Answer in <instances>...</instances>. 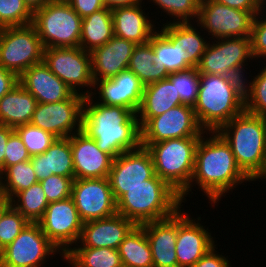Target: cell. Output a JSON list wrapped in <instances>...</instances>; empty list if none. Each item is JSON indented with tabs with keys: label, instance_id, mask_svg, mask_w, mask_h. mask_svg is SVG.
I'll list each match as a JSON object with an SVG mask.
<instances>
[{
	"label": "cell",
	"instance_id": "cell-1",
	"mask_svg": "<svg viewBox=\"0 0 266 267\" xmlns=\"http://www.w3.org/2000/svg\"><path fill=\"white\" fill-rule=\"evenodd\" d=\"M209 134L210 137L204 135ZM196 149L194 171L189 187L180 195L185 202L194 184L214 206L229 191L244 181H252L237 165L230 145L218 132H205ZM206 139H205V138ZM193 184V185H192ZM185 196V197H184Z\"/></svg>",
	"mask_w": 266,
	"mask_h": 267
},
{
	"label": "cell",
	"instance_id": "cell-2",
	"mask_svg": "<svg viewBox=\"0 0 266 267\" xmlns=\"http://www.w3.org/2000/svg\"><path fill=\"white\" fill-rule=\"evenodd\" d=\"M94 98L91 95L84 98L82 130L113 159L123 152L138 149L141 129L137 114L123 106L100 104Z\"/></svg>",
	"mask_w": 266,
	"mask_h": 267
},
{
	"label": "cell",
	"instance_id": "cell-3",
	"mask_svg": "<svg viewBox=\"0 0 266 267\" xmlns=\"http://www.w3.org/2000/svg\"><path fill=\"white\" fill-rule=\"evenodd\" d=\"M245 80L223 75H200L193 109L205 132H217L233 117L245 111Z\"/></svg>",
	"mask_w": 266,
	"mask_h": 267
},
{
	"label": "cell",
	"instance_id": "cell-4",
	"mask_svg": "<svg viewBox=\"0 0 266 267\" xmlns=\"http://www.w3.org/2000/svg\"><path fill=\"white\" fill-rule=\"evenodd\" d=\"M181 204L180 195L155 174L143 184L127 189L116 201V208L118 214L140 226L173 216Z\"/></svg>",
	"mask_w": 266,
	"mask_h": 267
},
{
	"label": "cell",
	"instance_id": "cell-5",
	"mask_svg": "<svg viewBox=\"0 0 266 267\" xmlns=\"http://www.w3.org/2000/svg\"><path fill=\"white\" fill-rule=\"evenodd\" d=\"M217 132L230 145L237 165L253 181L266 161V118L244 111Z\"/></svg>",
	"mask_w": 266,
	"mask_h": 267
},
{
	"label": "cell",
	"instance_id": "cell-6",
	"mask_svg": "<svg viewBox=\"0 0 266 267\" xmlns=\"http://www.w3.org/2000/svg\"><path fill=\"white\" fill-rule=\"evenodd\" d=\"M200 137L141 144L151 154L155 174L181 195L190 185Z\"/></svg>",
	"mask_w": 266,
	"mask_h": 267
},
{
	"label": "cell",
	"instance_id": "cell-7",
	"mask_svg": "<svg viewBox=\"0 0 266 267\" xmlns=\"http://www.w3.org/2000/svg\"><path fill=\"white\" fill-rule=\"evenodd\" d=\"M32 25L44 48L80 45L82 18L66 0H52L34 11Z\"/></svg>",
	"mask_w": 266,
	"mask_h": 267
},
{
	"label": "cell",
	"instance_id": "cell-8",
	"mask_svg": "<svg viewBox=\"0 0 266 267\" xmlns=\"http://www.w3.org/2000/svg\"><path fill=\"white\" fill-rule=\"evenodd\" d=\"M211 42L197 66L200 75H223L247 81L244 66H248L247 60H254L250 37H229Z\"/></svg>",
	"mask_w": 266,
	"mask_h": 267
},
{
	"label": "cell",
	"instance_id": "cell-9",
	"mask_svg": "<svg viewBox=\"0 0 266 267\" xmlns=\"http://www.w3.org/2000/svg\"><path fill=\"white\" fill-rule=\"evenodd\" d=\"M44 47L32 24L0 28V65L18 77L43 62Z\"/></svg>",
	"mask_w": 266,
	"mask_h": 267
},
{
	"label": "cell",
	"instance_id": "cell-10",
	"mask_svg": "<svg viewBox=\"0 0 266 267\" xmlns=\"http://www.w3.org/2000/svg\"><path fill=\"white\" fill-rule=\"evenodd\" d=\"M43 63L62 80L73 93L90 96L94 90L90 52L81 47L44 48ZM77 86V87H76ZM87 87L86 92H80ZM79 88V89H78ZM93 88V89H92Z\"/></svg>",
	"mask_w": 266,
	"mask_h": 267
},
{
	"label": "cell",
	"instance_id": "cell-11",
	"mask_svg": "<svg viewBox=\"0 0 266 267\" xmlns=\"http://www.w3.org/2000/svg\"><path fill=\"white\" fill-rule=\"evenodd\" d=\"M61 251L46 237L38 223L29 222L21 233L0 251L1 267H44L49 256Z\"/></svg>",
	"mask_w": 266,
	"mask_h": 267
},
{
	"label": "cell",
	"instance_id": "cell-12",
	"mask_svg": "<svg viewBox=\"0 0 266 267\" xmlns=\"http://www.w3.org/2000/svg\"><path fill=\"white\" fill-rule=\"evenodd\" d=\"M37 223L63 255L71 249L72 244L78 243L83 226L71 197L49 203Z\"/></svg>",
	"mask_w": 266,
	"mask_h": 267
},
{
	"label": "cell",
	"instance_id": "cell-13",
	"mask_svg": "<svg viewBox=\"0 0 266 267\" xmlns=\"http://www.w3.org/2000/svg\"><path fill=\"white\" fill-rule=\"evenodd\" d=\"M253 19L254 16L248 11L231 8L213 0H201L196 23L212 36L211 40H215L250 37Z\"/></svg>",
	"mask_w": 266,
	"mask_h": 267
},
{
	"label": "cell",
	"instance_id": "cell-14",
	"mask_svg": "<svg viewBox=\"0 0 266 267\" xmlns=\"http://www.w3.org/2000/svg\"><path fill=\"white\" fill-rule=\"evenodd\" d=\"M84 98L73 93L64 101L37 103L30 123L57 138L70 137L82 129Z\"/></svg>",
	"mask_w": 266,
	"mask_h": 267
},
{
	"label": "cell",
	"instance_id": "cell-15",
	"mask_svg": "<svg viewBox=\"0 0 266 267\" xmlns=\"http://www.w3.org/2000/svg\"><path fill=\"white\" fill-rule=\"evenodd\" d=\"M141 144H152L168 139L201 137L194 109L181 104L157 117L150 118L141 128Z\"/></svg>",
	"mask_w": 266,
	"mask_h": 267
},
{
	"label": "cell",
	"instance_id": "cell-16",
	"mask_svg": "<svg viewBox=\"0 0 266 267\" xmlns=\"http://www.w3.org/2000/svg\"><path fill=\"white\" fill-rule=\"evenodd\" d=\"M71 198L83 223L117 213L108 178L74 179Z\"/></svg>",
	"mask_w": 266,
	"mask_h": 267
},
{
	"label": "cell",
	"instance_id": "cell-17",
	"mask_svg": "<svg viewBox=\"0 0 266 267\" xmlns=\"http://www.w3.org/2000/svg\"><path fill=\"white\" fill-rule=\"evenodd\" d=\"M155 175V168L150 152L143 146L126 151L113 159L108 180L115 201L127 189L143 184V181Z\"/></svg>",
	"mask_w": 266,
	"mask_h": 267
},
{
	"label": "cell",
	"instance_id": "cell-18",
	"mask_svg": "<svg viewBox=\"0 0 266 267\" xmlns=\"http://www.w3.org/2000/svg\"><path fill=\"white\" fill-rule=\"evenodd\" d=\"M177 211V240L175 245L178 267H192L200 258L207 254L215 245V241L205 229L201 217L190 218L189 214ZM197 222V223H196Z\"/></svg>",
	"mask_w": 266,
	"mask_h": 267
},
{
	"label": "cell",
	"instance_id": "cell-19",
	"mask_svg": "<svg viewBox=\"0 0 266 267\" xmlns=\"http://www.w3.org/2000/svg\"><path fill=\"white\" fill-rule=\"evenodd\" d=\"M75 179L108 178L113 158L82 129L69 137Z\"/></svg>",
	"mask_w": 266,
	"mask_h": 267
},
{
	"label": "cell",
	"instance_id": "cell-20",
	"mask_svg": "<svg viewBox=\"0 0 266 267\" xmlns=\"http://www.w3.org/2000/svg\"><path fill=\"white\" fill-rule=\"evenodd\" d=\"M95 87L99 89L97 92ZM94 92L91 96H97L98 93L99 101L96 102L123 106L137 114L142 103L144 85L132 71L127 69L112 78L94 81Z\"/></svg>",
	"mask_w": 266,
	"mask_h": 267
},
{
	"label": "cell",
	"instance_id": "cell-21",
	"mask_svg": "<svg viewBox=\"0 0 266 267\" xmlns=\"http://www.w3.org/2000/svg\"><path fill=\"white\" fill-rule=\"evenodd\" d=\"M135 226L131 220L118 213L107 218L88 221L83 223L80 238L74 246L118 249L120 243Z\"/></svg>",
	"mask_w": 266,
	"mask_h": 267
},
{
	"label": "cell",
	"instance_id": "cell-22",
	"mask_svg": "<svg viewBox=\"0 0 266 267\" xmlns=\"http://www.w3.org/2000/svg\"><path fill=\"white\" fill-rule=\"evenodd\" d=\"M136 44L113 36L103 46L90 52L94 81L109 79L128 69Z\"/></svg>",
	"mask_w": 266,
	"mask_h": 267
},
{
	"label": "cell",
	"instance_id": "cell-23",
	"mask_svg": "<svg viewBox=\"0 0 266 267\" xmlns=\"http://www.w3.org/2000/svg\"><path fill=\"white\" fill-rule=\"evenodd\" d=\"M19 84L37 103H55L68 99L73 92L43 63L31 66L19 76Z\"/></svg>",
	"mask_w": 266,
	"mask_h": 267
},
{
	"label": "cell",
	"instance_id": "cell-24",
	"mask_svg": "<svg viewBox=\"0 0 266 267\" xmlns=\"http://www.w3.org/2000/svg\"><path fill=\"white\" fill-rule=\"evenodd\" d=\"M149 241L153 267H178L175 245L177 240V212L163 220L140 225Z\"/></svg>",
	"mask_w": 266,
	"mask_h": 267
},
{
	"label": "cell",
	"instance_id": "cell-25",
	"mask_svg": "<svg viewBox=\"0 0 266 267\" xmlns=\"http://www.w3.org/2000/svg\"><path fill=\"white\" fill-rule=\"evenodd\" d=\"M142 2L129 7L111 10L113 18L114 36L133 43H147L156 31L152 20L142 10Z\"/></svg>",
	"mask_w": 266,
	"mask_h": 267
},
{
	"label": "cell",
	"instance_id": "cell-26",
	"mask_svg": "<svg viewBox=\"0 0 266 267\" xmlns=\"http://www.w3.org/2000/svg\"><path fill=\"white\" fill-rule=\"evenodd\" d=\"M30 161L39 182L53 174L75 179L69 137L57 138L44 153L31 156Z\"/></svg>",
	"mask_w": 266,
	"mask_h": 267
},
{
	"label": "cell",
	"instance_id": "cell-27",
	"mask_svg": "<svg viewBox=\"0 0 266 267\" xmlns=\"http://www.w3.org/2000/svg\"><path fill=\"white\" fill-rule=\"evenodd\" d=\"M181 104L176 87L168 78L144 86L142 103L137 112L140 128L150 118L162 115Z\"/></svg>",
	"mask_w": 266,
	"mask_h": 267
},
{
	"label": "cell",
	"instance_id": "cell-28",
	"mask_svg": "<svg viewBox=\"0 0 266 267\" xmlns=\"http://www.w3.org/2000/svg\"><path fill=\"white\" fill-rule=\"evenodd\" d=\"M36 98L18 84L0 99V124L11 128L31 122Z\"/></svg>",
	"mask_w": 266,
	"mask_h": 267
},
{
	"label": "cell",
	"instance_id": "cell-29",
	"mask_svg": "<svg viewBox=\"0 0 266 267\" xmlns=\"http://www.w3.org/2000/svg\"><path fill=\"white\" fill-rule=\"evenodd\" d=\"M154 51V65L161 72L176 73L180 71V54L178 53V22H167L161 31H155L148 41Z\"/></svg>",
	"mask_w": 266,
	"mask_h": 267
},
{
	"label": "cell",
	"instance_id": "cell-30",
	"mask_svg": "<svg viewBox=\"0 0 266 267\" xmlns=\"http://www.w3.org/2000/svg\"><path fill=\"white\" fill-rule=\"evenodd\" d=\"M114 36L112 12L103 8L82 18L80 45L85 51L91 52L103 46Z\"/></svg>",
	"mask_w": 266,
	"mask_h": 267
},
{
	"label": "cell",
	"instance_id": "cell-31",
	"mask_svg": "<svg viewBox=\"0 0 266 267\" xmlns=\"http://www.w3.org/2000/svg\"><path fill=\"white\" fill-rule=\"evenodd\" d=\"M190 22H178V53L180 54V71L197 68L209 43L204 35Z\"/></svg>",
	"mask_w": 266,
	"mask_h": 267
},
{
	"label": "cell",
	"instance_id": "cell-32",
	"mask_svg": "<svg viewBox=\"0 0 266 267\" xmlns=\"http://www.w3.org/2000/svg\"><path fill=\"white\" fill-rule=\"evenodd\" d=\"M117 250L123 267H153L151 247L141 226H135Z\"/></svg>",
	"mask_w": 266,
	"mask_h": 267
},
{
	"label": "cell",
	"instance_id": "cell-33",
	"mask_svg": "<svg viewBox=\"0 0 266 267\" xmlns=\"http://www.w3.org/2000/svg\"><path fill=\"white\" fill-rule=\"evenodd\" d=\"M64 261L72 267H123L117 249L107 247H71L64 255Z\"/></svg>",
	"mask_w": 266,
	"mask_h": 267
},
{
	"label": "cell",
	"instance_id": "cell-34",
	"mask_svg": "<svg viewBox=\"0 0 266 267\" xmlns=\"http://www.w3.org/2000/svg\"><path fill=\"white\" fill-rule=\"evenodd\" d=\"M154 51L149 42L137 44L130 58L128 70L132 71L144 86L154 82L167 79L169 72H161L158 66L154 65Z\"/></svg>",
	"mask_w": 266,
	"mask_h": 267
},
{
	"label": "cell",
	"instance_id": "cell-35",
	"mask_svg": "<svg viewBox=\"0 0 266 267\" xmlns=\"http://www.w3.org/2000/svg\"><path fill=\"white\" fill-rule=\"evenodd\" d=\"M38 182L31 161L19 162L1 173V195L11 200L18 192Z\"/></svg>",
	"mask_w": 266,
	"mask_h": 267
},
{
	"label": "cell",
	"instance_id": "cell-36",
	"mask_svg": "<svg viewBox=\"0 0 266 267\" xmlns=\"http://www.w3.org/2000/svg\"><path fill=\"white\" fill-rule=\"evenodd\" d=\"M10 201L31 223H37L42 218L49 204L40 182L18 192Z\"/></svg>",
	"mask_w": 266,
	"mask_h": 267
},
{
	"label": "cell",
	"instance_id": "cell-37",
	"mask_svg": "<svg viewBox=\"0 0 266 267\" xmlns=\"http://www.w3.org/2000/svg\"><path fill=\"white\" fill-rule=\"evenodd\" d=\"M244 83L245 111L266 118V65L250 82Z\"/></svg>",
	"mask_w": 266,
	"mask_h": 267
},
{
	"label": "cell",
	"instance_id": "cell-38",
	"mask_svg": "<svg viewBox=\"0 0 266 267\" xmlns=\"http://www.w3.org/2000/svg\"><path fill=\"white\" fill-rule=\"evenodd\" d=\"M168 79L176 87L182 104L194 107L200 85V73L197 68L171 73Z\"/></svg>",
	"mask_w": 266,
	"mask_h": 267
},
{
	"label": "cell",
	"instance_id": "cell-39",
	"mask_svg": "<svg viewBox=\"0 0 266 267\" xmlns=\"http://www.w3.org/2000/svg\"><path fill=\"white\" fill-rule=\"evenodd\" d=\"M21 137L31 156L44 153L57 139V137L31 123L17 126L14 129Z\"/></svg>",
	"mask_w": 266,
	"mask_h": 267
},
{
	"label": "cell",
	"instance_id": "cell-40",
	"mask_svg": "<svg viewBox=\"0 0 266 267\" xmlns=\"http://www.w3.org/2000/svg\"><path fill=\"white\" fill-rule=\"evenodd\" d=\"M33 12L23 0H0V28L32 24Z\"/></svg>",
	"mask_w": 266,
	"mask_h": 267
},
{
	"label": "cell",
	"instance_id": "cell-41",
	"mask_svg": "<svg viewBox=\"0 0 266 267\" xmlns=\"http://www.w3.org/2000/svg\"><path fill=\"white\" fill-rule=\"evenodd\" d=\"M171 18L172 22L198 20L201 0H150ZM195 18V19H194Z\"/></svg>",
	"mask_w": 266,
	"mask_h": 267
},
{
	"label": "cell",
	"instance_id": "cell-42",
	"mask_svg": "<svg viewBox=\"0 0 266 267\" xmlns=\"http://www.w3.org/2000/svg\"><path fill=\"white\" fill-rule=\"evenodd\" d=\"M28 223L29 221L11 205L0 220V251L8 246Z\"/></svg>",
	"mask_w": 266,
	"mask_h": 267
},
{
	"label": "cell",
	"instance_id": "cell-43",
	"mask_svg": "<svg viewBox=\"0 0 266 267\" xmlns=\"http://www.w3.org/2000/svg\"><path fill=\"white\" fill-rule=\"evenodd\" d=\"M48 203L61 201L71 197L73 180L61 175H50L40 181Z\"/></svg>",
	"mask_w": 266,
	"mask_h": 267
},
{
	"label": "cell",
	"instance_id": "cell-44",
	"mask_svg": "<svg viewBox=\"0 0 266 267\" xmlns=\"http://www.w3.org/2000/svg\"><path fill=\"white\" fill-rule=\"evenodd\" d=\"M261 14L262 11L254 16L250 34L251 50L253 58H255V60L260 57H266V16H263Z\"/></svg>",
	"mask_w": 266,
	"mask_h": 267
},
{
	"label": "cell",
	"instance_id": "cell-45",
	"mask_svg": "<svg viewBox=\"0 0 266 267\" xmlns=\"http://www.w3.org/2000/svg\"><path fill=\"white\" fill-rule=\"evenodd\" d=\"M31 159V155L26 149L21 137L16 131H14L7 141V146L5 148V158L3 171L11 165L17 164L22 161H27Z\"/></svg>",
	"mask_w": 266,
	"mask_h": 267
},
{
	"label": "cell",
	"instance_id": "cell-46",
	"mask_svg": "<svg viewBox=\"0 0 266 267\" xmlns=\"http://www.w3.org/2000/svg\"><path fill=\"white\" fill-rule=\"evenodd\" d=\"M219 4L227 5L231 8H236L250 12L253 16L259 14L266 6V0H213ZM264 6V7H263Z\"/></svg>",
	"mask_w": 266,
	"mask_h": 267
},
{
	"label": "cell",
	"instance_id": "cell-47",
	"mask_svg": "<svg viewBox=\"0 0 266 267\" xmlns=\"http://www.w3.org/2000/svg\"><path fill=\"white\" fill-rule=\"evenodd\" d=\"M74 11L81 17H87L105 8L103 0H66Z\"/></svg>",
	"mask_w": 266,
	"mask_h": 267
},
{
	"label": "cell",
	"instance_id": "cell-48",
	"mask_svg": "<svg viewBox=\"0 0 266 267\" xmlns=\"http://www.w3.org/2000/svg\"><path fill=\"white\" fill-rule=\"evenodd\" d=\"M213 247L207 254L200 258L192 267H232L230 261L222 254H218Z\"/></svg>",
	"mask_w": 266,
	"mask_h": 267
},
{
	"label": "cell",
	"instance_id": "cell-49",
	"mask_svg": "<svg viewBox=\"0 0 266 267\" xmlns=\"http://www.w3.org/2000/svg\"><path fill=\"white\" fill-rule=\"evenodd\" d=\"M19 84V77L0 65V99Z\"/></svg>",
	"mask_w": 266,
	"mask_h": 267
},
{
	"label": "cell",
	"instance_id": "cell-50",
	"mask_svg": "<svg viewBox=\"0 0 266 267\" xmlns=\"http://www.w3.org/2000/svg\"><path fill=\"white\" fill-rule=\"evenodd\" d=\"M14 131H15L14 128L0 124V174L3 172L5 148L7 146V141L9 139V136Z\"/></svg>",
	"mask_w": 266,
	"mask_h": 267
},
{
	"label": "cell",
	"instance_id": "cell-51",
	"mask_svg": "<svg viewBox=\"0 0 266 267\" xmlns=\"http://www.w3.org/2000/svg\"><path fill=\"white\" fill-rule=\"evenodd\" d=\"M143 0H103V4L109 10H113L120 7L134 6Z\"/></svg>",
	"mask_w": 266,
	"mask_h": 267
},
{
	"label": "cell",
	"instance_id": "cell-52",
	"mask_svg": "<svg viewBox=\"0 0 266 267\" xmlns=\"http://www.w3.org/2000/svg\"><path fill=\"white\" fill-rule=\"evenodd\" d=\"M25 4L29 7V9L34 12L37 9L42 8L47 3H49L52 0H23Z\"/></svg>",
	"mask_w": 266,
	"mask_h": 267
},
{
	"label": "cell",
	"instance_id": "cell-53",
	"mask_svg": "<svg viewBox=\"0 0 266 267\" xmlns=\"http://www.w3.org/2000/svg\"><path fill=\"white\" fill-rule=\"evenodd\" d=\"M11 206V201L4 196H0V220L3 213Z\"/></svg>",
	"mask_w": 266,
	"mask_h": 267
},
{
	"label": "cell",
	"instance_id": "cell-54",
	"mask_svg": "<svg viewBox=\"0 0 266 267\" xmlns=\"http://www.w3.org/2000/svg\"><path fill=\"white\" fill-rule=\"evenodd\" d=\"M256 179H266V161L263 170L256 176V178L253 181H256ZM266 181V180H265Z\"/></svg>",
	"mask_w": 266,
	"mask_h": 267
},
{
	"label": "cell",
	"instance_id": "cell-55",
	"mask_svg": "<svg viewBox=\"0 0 266 267\" xmlns=\"http://www.w3.org/2000/svg\"><path fill=\"white\" fill-rule=\"evenodd\" d=\"M0 196H1V174H0Z\"/></svg>",
	"mask_w": 266,
	"mask_h": 267
}]
</instances>
